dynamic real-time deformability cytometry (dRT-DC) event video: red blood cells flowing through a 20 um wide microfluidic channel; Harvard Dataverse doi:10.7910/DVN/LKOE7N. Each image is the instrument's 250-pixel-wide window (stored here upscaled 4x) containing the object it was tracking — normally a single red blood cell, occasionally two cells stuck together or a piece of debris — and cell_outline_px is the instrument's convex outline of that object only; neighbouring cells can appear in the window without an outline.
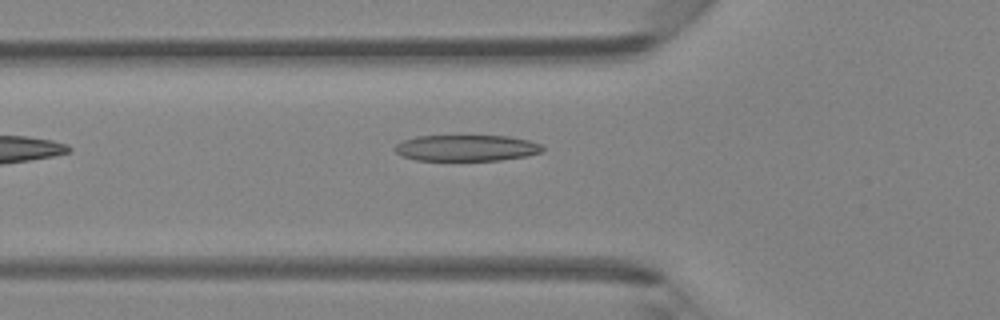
{"species": "Egyptian fruit bat (a non-hibernating species)", "species_latin": "Rousettus aegyptiacus", "temperature_condition": "room temperature", "stored_images_in_passage": 30, "camera_frame_rate_fps": 3000, "um_per_image_px": 0.085, "animal": {"sex": "female"}, "frame": {"image": 1, "passage_image": 2, "time_ms": 0.333, "image_size_px": [1000, 320], "cell_outline_px": [[544, 148], [540, 152], [528, 156], [500, 160], [416, 160], [400, 156], [392, 148], [396, 144], [404, 140], [416, 136], [508, 136], [528, 140], [540, 144]], "centroid_in_image_um": [39.61, 12.58], "position_along_channel_um": 86.2, "area_um2": 22.54}}
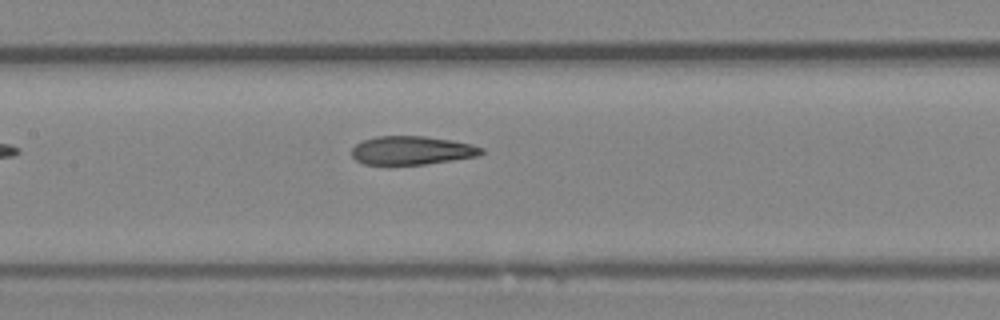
{"frame": {"image": 2, "passage_image": 8, "time_ms": 2.333, "image_size_px": [1000, 320], "cell_outline_px": [[484, 152], [476, 156], [452, 160], [424, 164], [364, 164], [356, 160], [352, 156], [352, 148], [356, 144], [364, 140], [376, 136], [424, 136], [472, 144], [484, 148]], "centroid_in_image_um": [34.99, 12.78], "position_along_channel_um": 172.4, "area_um2": 21.33}}
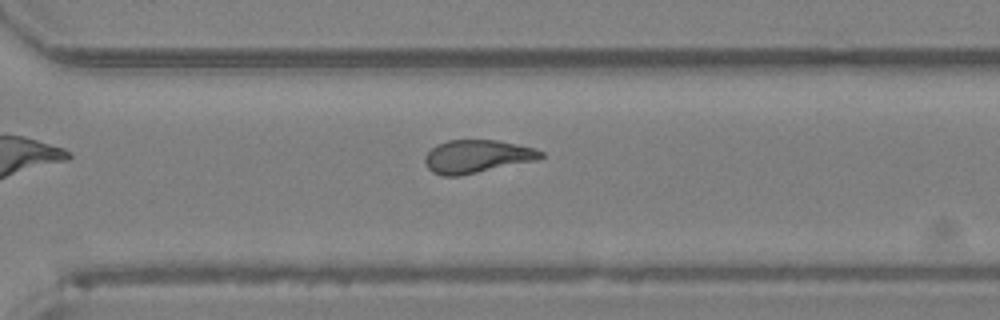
{"frame": {"image": 3, "passage_image": 19, "time_ms": 6.0, "image_size_px": [1000, 320], "cell_outline_px": [[544, 156], [536, 160], [460, 176], [440, 176], [432, 172], [424, 164], [424, 156], [436, 144], [448, 140], [496, 140], [536, 148], [544, 152]], "centroid_in_image_um": [40.51, 13.3], "position_along_channel_um": 330.1, "area_um2": 22.43}}